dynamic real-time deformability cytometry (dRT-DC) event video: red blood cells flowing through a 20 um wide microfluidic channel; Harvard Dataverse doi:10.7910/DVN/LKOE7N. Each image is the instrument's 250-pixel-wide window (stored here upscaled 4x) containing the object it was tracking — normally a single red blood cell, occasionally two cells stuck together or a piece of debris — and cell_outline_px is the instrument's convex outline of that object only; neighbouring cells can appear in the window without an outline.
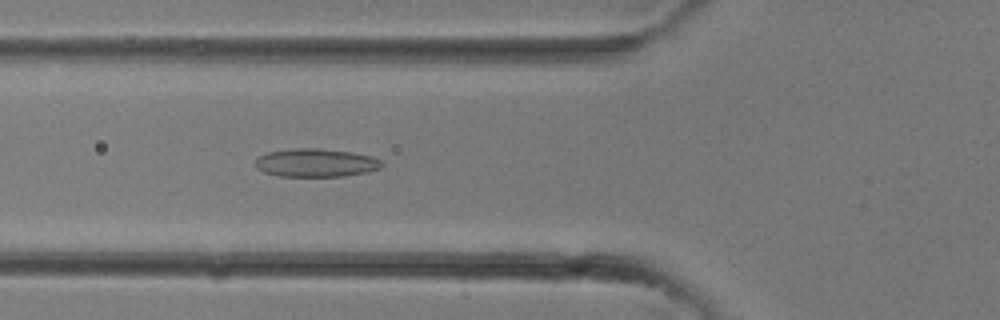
{"species": "common noctule bat (a hibernating species)", "species_latin": "Nyctalus noctula", "temperature_condition": "room temperature", "stored_images_in_passage": 12, "camera_frame_rate_fps": 3000, "um_per_image_px": 0.085, "animal": {"sex": "female"}, "frame": {"image": 1, "passage_image": 12, "time_ms": 3.667, "image_size_px": [1000, 320], "cell_outline_px": [[384, 164], [380, 168], [368, 172], [340, 176], [280, 176], [264, 172], [256, 168], [256, 160], [260, 156], [268, 152], [296, 148], [320, 148], [352, 152], [372, 156], [380, 160]], "centroid_in_image_um": [26.87, 13.83], "position_along_channel_um": 98.9, "area_um2": 20.75}}